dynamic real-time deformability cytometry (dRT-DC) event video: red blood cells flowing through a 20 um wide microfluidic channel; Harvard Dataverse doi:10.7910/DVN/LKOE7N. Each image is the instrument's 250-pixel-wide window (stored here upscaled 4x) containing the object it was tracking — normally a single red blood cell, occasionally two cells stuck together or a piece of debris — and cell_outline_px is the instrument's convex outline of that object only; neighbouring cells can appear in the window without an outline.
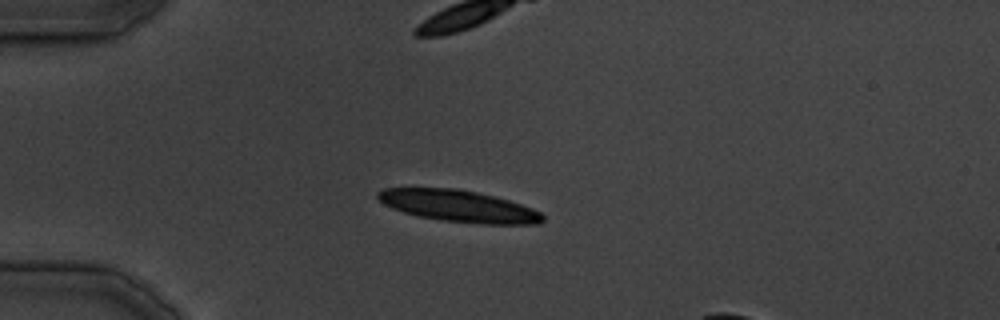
{"species": "common noctule bat (a hibernating species)", "species_latin": "Nyctalus noctula", "temperature_condition": "cold", "stored_images_in_passage": 29, "camera_frame_rate_fps": 3000, "um_per_image_px": 0.085, "animal": {"sex": "male", "body_mass_g": 19.5, "forearm_length_mm": 54.6}, "frame": {"image": 1, "passage_image": 1, "time_ms": 0.0, "image_size_px": [1000, 320], "cell_outline_px": [[544, 220], [540, 224], [484, 224], [444, 220], [416, 216], [392, 208], [384, 204], [376, 196], [376, 192], [384, 188], [460, 188], [496, 196], [532, 208], [540, 212], [544, 216]], "centroid_in_image_um": [38.99, 17.51], "position_along_channel_um": 46.0, "area_um2": 30.52}}